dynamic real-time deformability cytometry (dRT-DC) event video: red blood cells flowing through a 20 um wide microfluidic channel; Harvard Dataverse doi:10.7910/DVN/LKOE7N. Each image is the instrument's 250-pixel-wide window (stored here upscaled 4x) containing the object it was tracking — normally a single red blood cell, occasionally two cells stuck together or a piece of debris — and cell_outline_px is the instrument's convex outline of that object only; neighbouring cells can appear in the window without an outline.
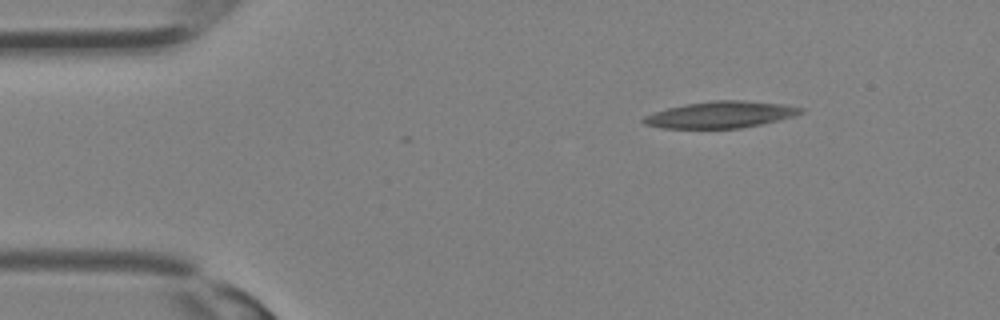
{"species": "Egyptian fruit bat (a non-hibernating species)", "species_latin": "Rousettus aegyptiacus", "temperature_condition": "room temperature", "stored_images_in_passage": 29, "camera_frame_rate_fps": 3000, "um_per_image_px": 0.085, "animal": {"sex": "female"}, "frame": {"image": 1, "passage_image": 1, "time_ms": 0.0, "image_size_px": [1000, 320], "cell_outline_px": [[804, 112], [796, 116], [780, 120], [740, 128], [660, 128], [644, 124], [640, 120], [644, 116], [668, 108], [684, 104], [712, 100], [744, 100], [784, 104], [804, 108]], "centroid_in_image_um": [61.28, 9.74], "position_along_channel_um": 23.7, "area_um2": 24.51}}
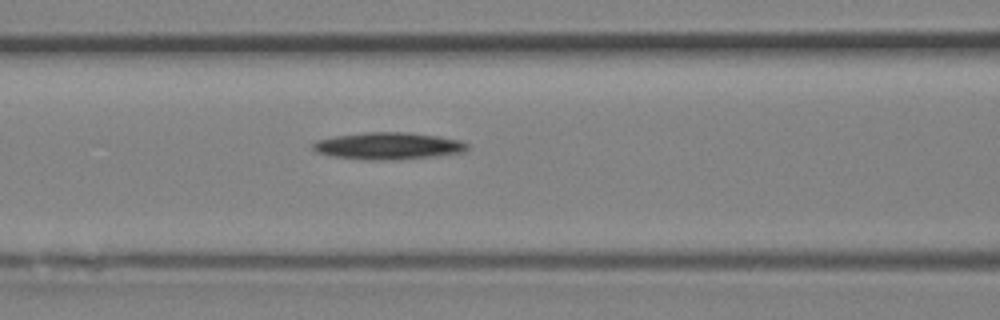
{"frame": {"image": 2, "passage_image": 10, "time_ms": 3.0, "image_size_px": [1000, 320], "cell_outline_px": [[468, 148], [464, 152], [440, 156], [396, 160], [368, 160], [332, 156], [316, 152], [312, 148], [312, 144], [316, 140], [336, 136], [368, 132], [404, 132], [440, 136], [460, 140], [468, 144]], "centroid_in_image_um": [33.03, 12.41], "position_along_channel_um": 133.6, "area_um2": 24.51}}
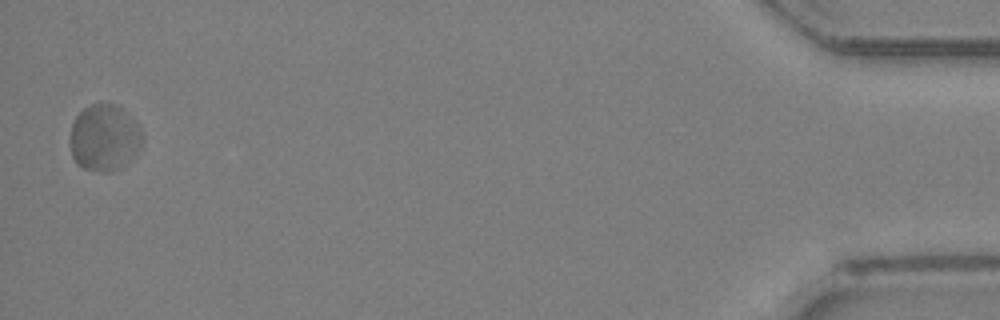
{"frame": {"image": 3, "passage_image": 29, "time_ms": 9.333, "image_size_px": [1000, 320], "cell_outline_px": [[144, 136], [140, 148], [136, 156], [120, 168], [112, 172], [100, 172], [84, 168], [76, 164], [72, 156], [72, 124], [76, 116], [84, 108], [92, 104], [116, 104], [136, 120]], "centroid_in_image_um": [8.92, 11.72], "position_along_channel_um": 426.3, "area_um2": 28.15}}